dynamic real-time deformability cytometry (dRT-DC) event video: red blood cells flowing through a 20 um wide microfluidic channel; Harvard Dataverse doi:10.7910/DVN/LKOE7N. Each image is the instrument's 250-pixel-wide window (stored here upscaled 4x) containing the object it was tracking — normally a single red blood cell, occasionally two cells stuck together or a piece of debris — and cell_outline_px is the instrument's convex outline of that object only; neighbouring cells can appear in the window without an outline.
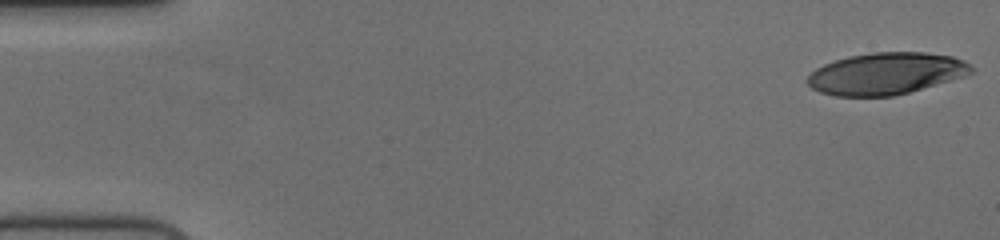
{"species": "human", "species_latin": "Homo sapiens", "temperature_condition": "cold", "stored_images_in_passage": 56, "camera_frame_rate_fps": 3000, "um_per_image_px": 0.085, "donor": {"sex": "female"}, "frame": {"image": 1, "passage_image": 1, "time_ms": 0.0, "image_size_px": [1000, 240], "cell_outline_px": [[976, 68], [972, 72], [964, 76], [908, 92], [892, 96], [836, 96], [820, 92], [812, 88], [804, 80], [816, 68], [824, 64], [848, 56], [872, 52], [924, 52], [952, 56], [964, 60]], "centroid_in_image_um": [75.3, 6.24], "position_along_channel_um": 9.7, "area_um2": 39.88}}
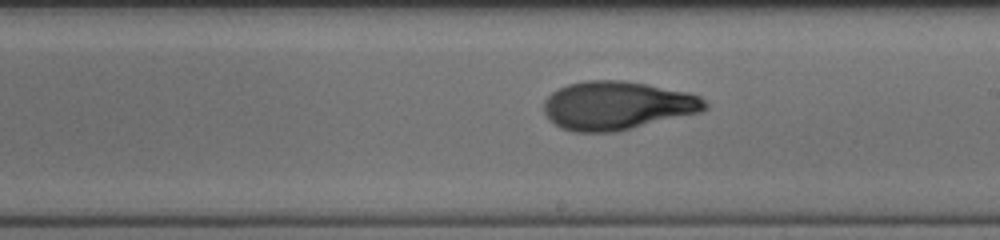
{"frame": {"image": 2, "passage_image": 32, "time_ms": 10.333, "image_size_px": [1000, 240], "cell_outline_px": [[708, 108], [700, 112], [616, 132], [572, 132], [560, 128], [548, 120], [544, 112], [544, 100], [552, 92], [568, 84], [584, 80], [624, 80], [648, 84], [688, 92], [700, 96], [708, 104]], "centroid_in_image_um": [52.44, 8.97], "position_along_channel_um": 236.6, "area_um2": 45.84}}
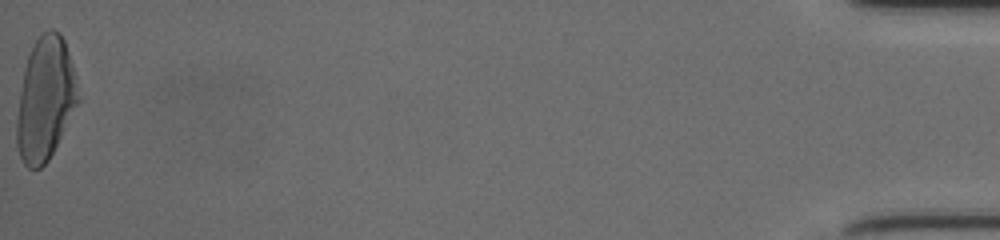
{"frame": {"image": 3, "passage_image": 56, "time_ms": 18.333, "image_size_px": [1000, 240], "cell_outline_px": [[80, 100], [48, 160], [40, 168], [28, 168], [24, 164], [16, 148], [16, 120], [20, 92], [24, 68], [32, 44], [48, 28], [52, 28], [60, 32], [64, 40], [76, 76]], "centroid_in_image_um": [3.84, 8.4], "position_along_channel_um": 431.4, "area_um2": 43.99}, "authors_computed_cell_mechanics": {"area_um2": 43.4656, "velocity_mm_per_s": 3.7112, "shape_relaxation_time_tau1_ms": 5.2705, "shape_relaxation_time_tau2_ms": 1.5349, "deformation_change_tau1": 0.2522, "deformation_change_tau2": 0.0755}}